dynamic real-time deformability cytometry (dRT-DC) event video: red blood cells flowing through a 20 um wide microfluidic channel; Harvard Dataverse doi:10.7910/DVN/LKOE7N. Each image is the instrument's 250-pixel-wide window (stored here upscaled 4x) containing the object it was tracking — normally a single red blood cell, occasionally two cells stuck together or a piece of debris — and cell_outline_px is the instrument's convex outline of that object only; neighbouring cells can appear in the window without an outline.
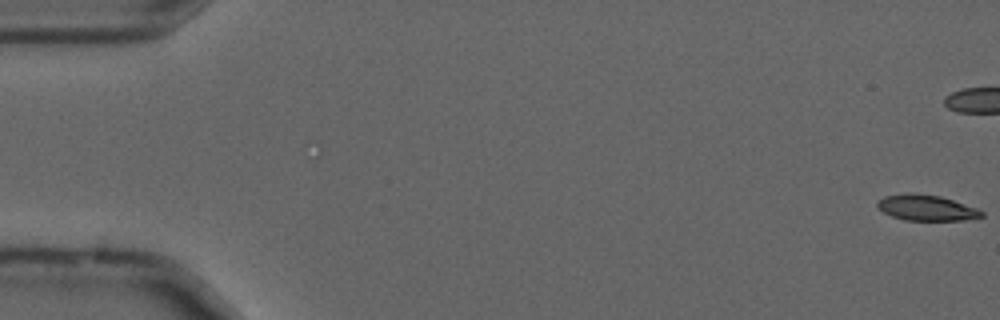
{"species": "common noctule bat (a hibernating species)", "species_latin": "Nyctalus noctula", "temperature_condition": "cold", "stored_images_in_passage": 13, "camera_frame_rate_fps": 3000, "um_per_image_px": 0.085, "animal": {"sex": "male", "forearm_length_mm": 52.5}, "frame": {"image": 1, "passage_image": 1, "time_ms": 0.0, "image_size_px": [1000, 320], "cell_outline_px": [[984, 216], [964, 220], [904, 220], [892, 216], [884, 212], [876, 204], [876, 200], [884, 196], [908, 192], [912, 192], [940, 196], [976, 208], [984, 212]], "centroid_in_image_um": [78.71, 17.65], "position_along_channel_um": 6.3, "area_um2": 15.61}}